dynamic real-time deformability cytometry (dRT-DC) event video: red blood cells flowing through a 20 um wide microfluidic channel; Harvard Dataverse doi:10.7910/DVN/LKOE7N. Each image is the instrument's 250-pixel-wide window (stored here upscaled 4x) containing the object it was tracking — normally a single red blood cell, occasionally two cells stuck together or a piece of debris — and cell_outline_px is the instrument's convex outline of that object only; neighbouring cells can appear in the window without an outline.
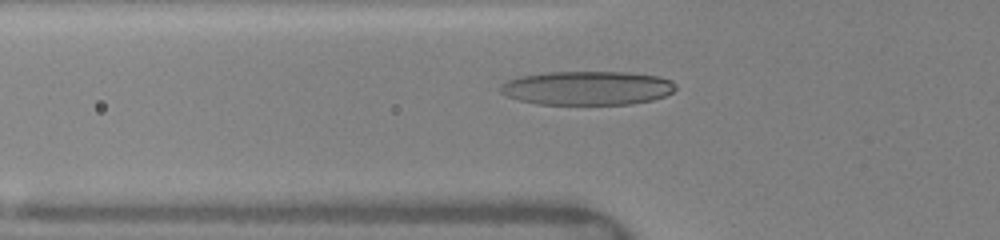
{"species": "human", "species_latin": "Homo sapiens", "temperature_condition": "warm", "stored_images_in_passage": 66, "camera_frame_rate_fps": 3000, "um_per_image_px": 0.085, "donor": {"sex": "female"}, "frame": {"image": 1, "passage_image": 24, "time_ms": 5.0, "image_size_px": [1000, 240], "cell_outline_px": [[676, 88], [672, 92], [664, 96], [652, 100], [632, 104], [536, 104], [520, 100], [508, 96], [500, 92], [500, 84], [508, 80], [520, 76], [544, 72], [628, 72], [660, 76], [672, 80], [676, 84]], "centroid_in_image_um": [49.94, 7.47], "position_along_channel_um": 75.9, "area_um2": 34.85}}
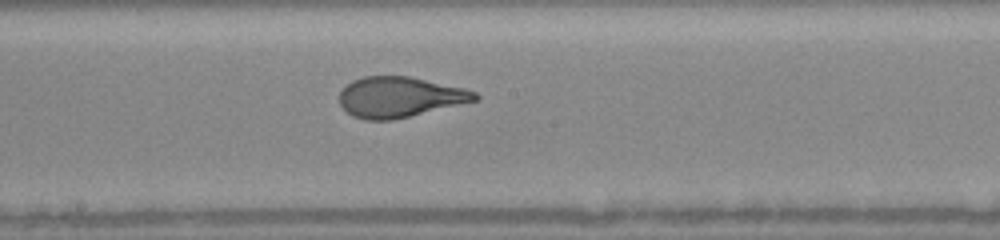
{"frame": {"image": 2, "passage_image": 33, "time_ms": 8.333, "image_size_px": [1000, 240], "cell_outline_px": [[480, 100], [392, 120], [364, 120], [352, 116], [340, 104], [340, 92], [352, 80], [364, 76], [408, 76], [464, 88], [476, 92], [480, 96]], "centroid_in_image_um": [33.99, 8.25], "position_along_channel_um": 214.2, "area_um2": 31.91}}
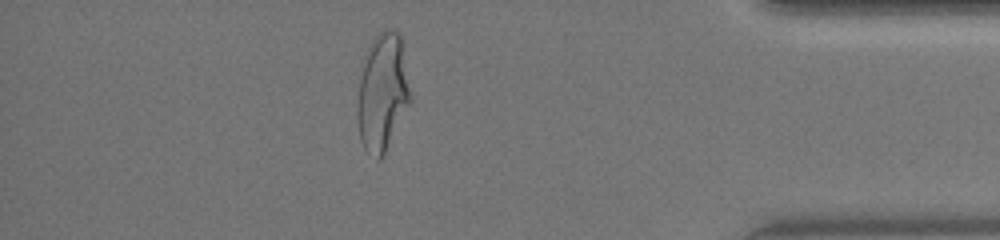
{"frame": {"image": 3, "passage_image": 58, "time_ms": 13.667, "image_size_px": [1000, 240], "cell_outline_px": [[412, 100], [384, 156], [380, 160], [376, 160], [364, 148], [360, 140], [356, 120], [356, 104], [360, 76], [364, 56], [368, 44], [380, 32], [388, 28], [400, 32], [412, 92]], "centroid_in_image_um": [32.51, 7.87], "position_along_channel_um": 402.7, "area_um2": 37.4}, "authors_computed_cell_mechanics": {"area_um2": 32.8882, "velocity_mm_per_s": 4.1167, "shape_relaxation_time_tau1_ms": 4.9927, "shape_relaxation_time_tau2_ms": null, "deformation_change_tau1": 0.2247, "deformation_change_tau2": null}}